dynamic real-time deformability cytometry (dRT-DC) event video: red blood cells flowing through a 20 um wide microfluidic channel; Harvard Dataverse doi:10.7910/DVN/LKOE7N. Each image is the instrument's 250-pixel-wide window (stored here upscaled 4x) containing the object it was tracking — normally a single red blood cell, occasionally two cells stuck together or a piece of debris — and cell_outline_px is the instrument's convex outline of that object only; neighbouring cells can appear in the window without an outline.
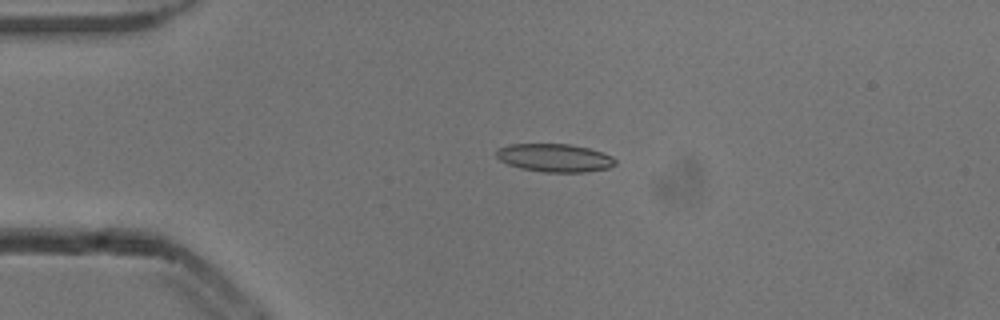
{"species": "common noctule bat (a hibernating species)", "species_latin": "Nyctalus noctula", "temperature_condition": "cold", "stored_images_in_passage": 1, "camera_frame_rate_fps": 3000, "um_per_image_px": 0.085, "animal": {"sex": "male", "body_mass_g": 13.3}, "frame": {"image": 1, "passage_image": 1, "time_ms": 0.0, "image_size_px": [1000, 320], "cell_outline_px": [[616, 164], [608, 168], [584, 172], [544, 172], [520, 168], [508, 164], [500, 160], [496, 156], [496, 148], [508, 144], [568, 144], [588, 148], [612, 156], [616, 160]], "centroid_in_image_um": [47.11, 13.41], "position_along_channel_um": 37.9, "area_um2": 19.48}}